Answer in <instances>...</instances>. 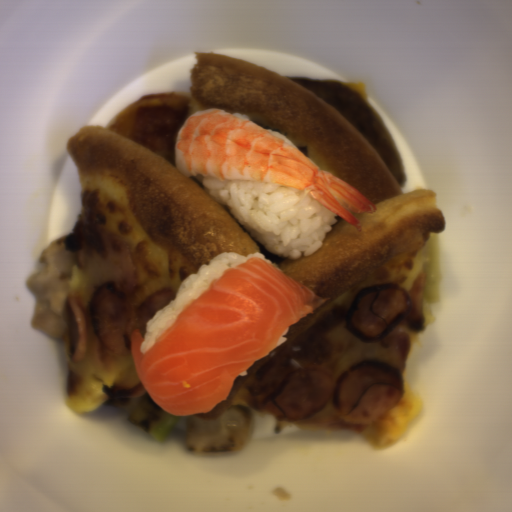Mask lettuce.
<instances>
[{
	"label": "lettuce",
	"mask_w": 512,
	"mask_h": 512,
	"mask_svg": "<svg viewBox=\"0 0 512 512\" xmlns=\"http://www.w3.org/2000/svg\"><path fill=\"white\" fill-rule=\"evenodd\" d=\"M423 278L426 280V286L421 326H429L434 314L432 305L442 300L441 240L437 234L431 236L426 245Z\"/></svg>",
	"instance_id": "9fb2a089"
}]
</instances>
